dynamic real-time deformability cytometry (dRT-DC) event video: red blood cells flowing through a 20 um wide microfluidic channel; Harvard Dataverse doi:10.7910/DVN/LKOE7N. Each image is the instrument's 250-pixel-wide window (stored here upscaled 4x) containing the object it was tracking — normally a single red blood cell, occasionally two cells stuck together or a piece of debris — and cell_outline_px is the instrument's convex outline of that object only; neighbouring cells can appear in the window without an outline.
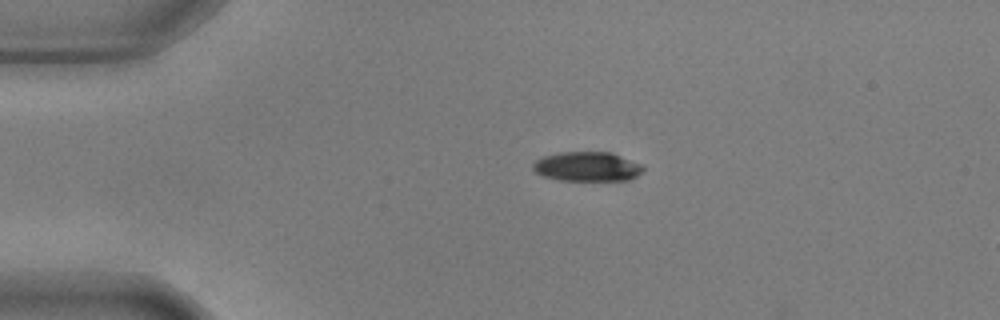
{"species": "common noctule bat (a hibernating species)", "species_latin": "Nyctalus noctula", "temperature_condition": "warm", "stored_images_in_passage": 7, "camera_frame_rate_fps": 3000, "um_per_image_px": 0.085, "animal": {"sex": "male", "body_mass_g": 17.9, "forearm_length_mm": 54.2}, "frame": {"image": 1, "passage_image": 1, "time_ms": 0.0, "image_size_px": [1000, 320], "cell_outline_px": [[644, 168], [632, 180], [560, 180], [544, 176], [536, 172], [532, 168], [532, 164], [536, 160], [544, 156], [560, 152], [612, 152], [640, 164]], "centroid_in_image_um": [49.9, 14.15], "position_along_channel_um": 35.1, "area_um2": 18.79}}